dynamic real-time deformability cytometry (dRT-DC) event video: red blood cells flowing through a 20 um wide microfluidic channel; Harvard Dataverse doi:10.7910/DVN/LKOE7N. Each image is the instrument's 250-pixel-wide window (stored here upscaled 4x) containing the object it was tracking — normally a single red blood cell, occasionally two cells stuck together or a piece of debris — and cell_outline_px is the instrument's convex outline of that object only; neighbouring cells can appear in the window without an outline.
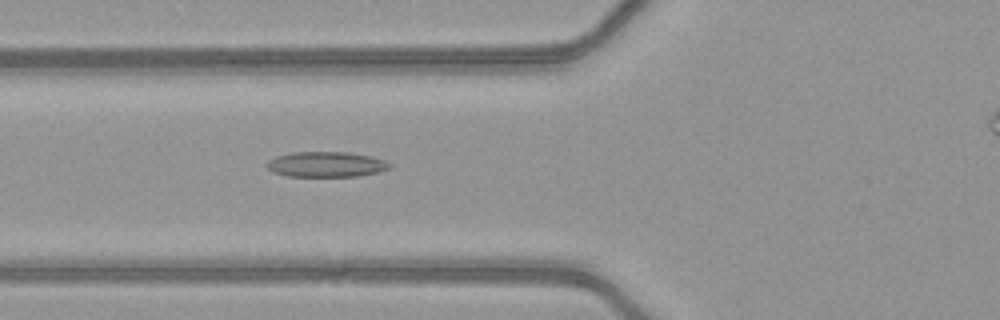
{"species": "common noctule bat (a hibernating species)", "species_latin": "Nyctalus noctula", "temperature_condition": "warm", "stored_images_in_passage": 49, "camera_frame_rate_fps": 3000, "um_per_image_px": 0.085, "animal": {"sex": "female", "body_mass_g": 21.9}, "frame": {"image": 1, "passage_image": 21, "time_ms": 6.667, "image_size_px": [1000, 320], "cell_outline_px": [[392, 168], [376, 172], [356, 176], [288, 176], [272, 172], [264, 164], [268, 160], [276, 156], [292, 152], [348, 152], [368, 156], [384, 160], [392, 164]], "centroid_in_image_um": [27.68, 13.97], "position_along_channel_um": 98.1, "area_um2": 18.09}}
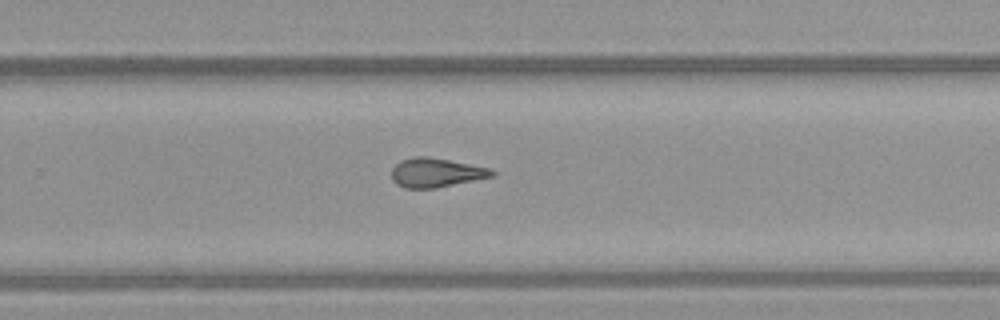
{"frame": {"image": 2, "passage_image": 35, "time_ms": 11.333, "image_size_px": [1000, 320], "cell_outline_px": [[496, 176], [436, 188], [404, 188], [396, 184], [392, 180], [392, 168], [400, 160], [412, 156], [428, 156], [488, 168], [496, 172]], "centroid_in_image_um": [37.04, 14.68], "position_along_channel_um": 292.8, "area_um2": 17.11}}
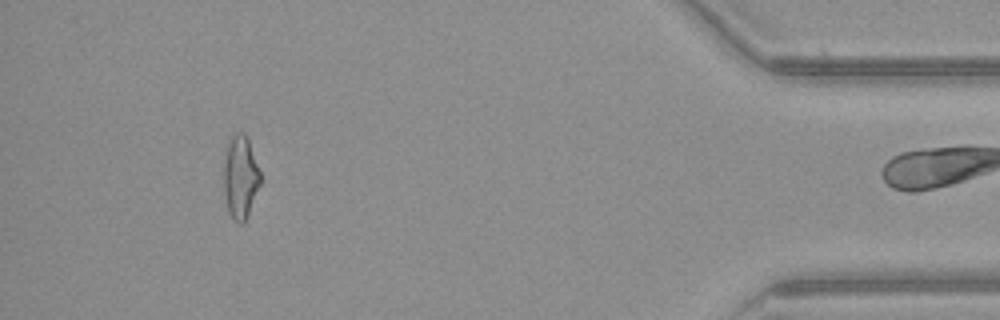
{"frame": {"image": 3, "passage_image": 48, "time_ms": 15.667, "image_size_px": [1000, 320], "cell_outline_px": [[260, 184], [248, 216], [244, 224], [240, 224], [232, 220], [228, 212], [224, 192], [224, 152], [232, 136], [236, 132], [244, 132], [248, 140], [260, 172]], "centroid_in_image_um": [20.42, 15.1], "position_along_channel_um": 414.8, "area_um2": 17.8}, "authors_computed_cell_mechanics": {"area_um2": 17.6868, "velocity_mm_per_s": 4.1578, "shape_relaxation_time_tau1_ms": null, "shape_relaxation_time_tau2_ms": 2.5672, "deformation_change_tau1": null, "deformation_change_tau2": 0.131}}